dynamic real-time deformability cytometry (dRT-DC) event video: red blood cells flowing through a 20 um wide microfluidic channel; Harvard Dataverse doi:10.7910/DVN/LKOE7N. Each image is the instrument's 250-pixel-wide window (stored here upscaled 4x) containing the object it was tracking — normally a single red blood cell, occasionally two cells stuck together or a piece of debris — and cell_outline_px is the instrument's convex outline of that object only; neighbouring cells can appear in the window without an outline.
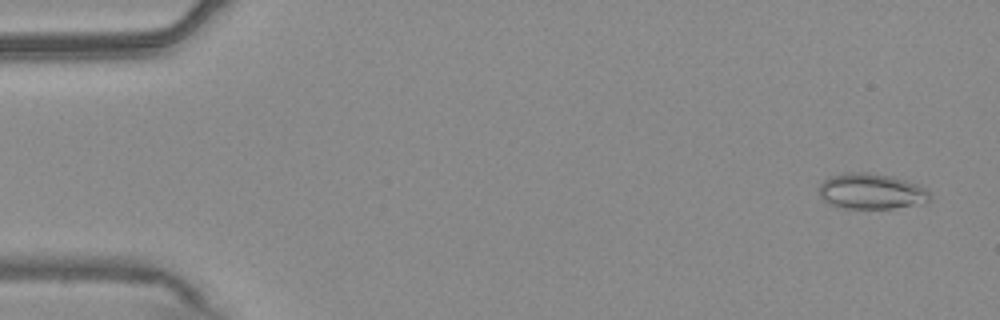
{"species": "common noctule bat (a hibernating species)", "species_latin": "Nyctalus noctula", "temperature_condition": "warm", "stored_images_in_passage": 15, "camera_frame_rate_fps": 3000, "um_per_image_px": 0.085, "animal": {"sex": "male", "body_mass_g": 20.4}, "frame": {"image": 1, "passage_image": 3, "time_ms": 0.667, "image_size_px": [1000, 320], "cell_outline_px": [[932, 200], [928, 204], [892, 208], [844, 208], [832, 204], [824, 200], [820, 196], [820, 184], [828, 176], [844, 172], [868, 172], [892, 176], [916, 184], [924, 188], [932, 196]], "centroid_in_image_um": [74.1, 16.26], "position_along_channel_um": 10.9, "area_um2": 23.24}}